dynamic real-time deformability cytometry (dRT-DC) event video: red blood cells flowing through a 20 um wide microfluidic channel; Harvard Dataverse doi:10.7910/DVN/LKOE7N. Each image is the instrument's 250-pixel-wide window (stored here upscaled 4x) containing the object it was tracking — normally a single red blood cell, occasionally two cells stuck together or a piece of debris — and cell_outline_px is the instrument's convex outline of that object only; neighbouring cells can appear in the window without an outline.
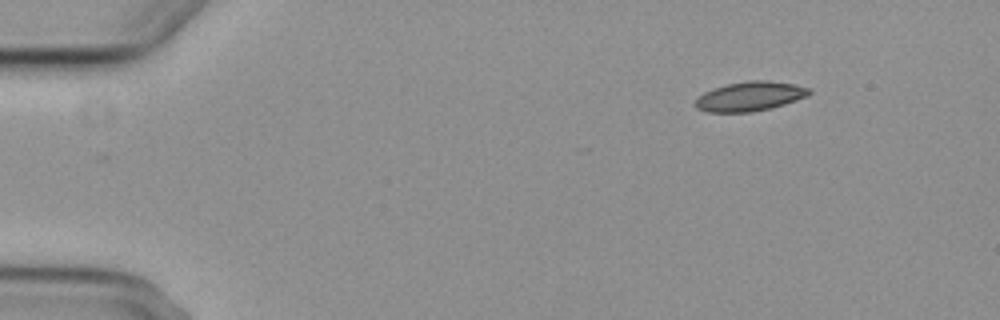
{"species": "common noctule bat (a hibernating species)", "species_latin": "Nyctalus noctula", "temperature_condition": "cold", "stored_images_in_passage": 2, "camera_frame_rate_fps": 3000, "um_per_image_px": 0.085, "animal": {"sex": "female", "body_mass_g": 29.2, "forearm_length_mm": 56.3}, "frame": {"image": 1, "passage_image": 1, "time_ms": 0.0, "image_size_px": [1000, 320], "cell_outline_px": [[812, 92], [808, 96], [772, 108], [752, 112], [704, 112], [696, 108], [696, 100], [704, 92], [712, 88], [728, 84], [748, 80], [768, 80], [792, 84], [808, 88]], "centroid_in_image_um": [63.73, 8.19], "position_along_channel_um": 21.3, "area_um2": 19.48}}